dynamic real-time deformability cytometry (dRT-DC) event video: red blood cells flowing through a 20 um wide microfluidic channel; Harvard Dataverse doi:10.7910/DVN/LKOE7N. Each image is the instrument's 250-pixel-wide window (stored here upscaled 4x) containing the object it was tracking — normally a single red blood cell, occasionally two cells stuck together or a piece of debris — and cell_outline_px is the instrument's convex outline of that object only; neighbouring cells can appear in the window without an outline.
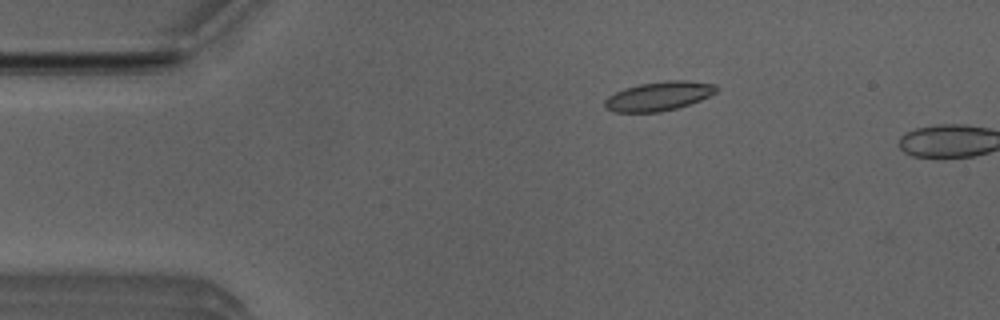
{"species": "Egyptian fruit bat (a non-hibernating species)", "species_latin": "Rousettus aegyptiacus", "temperature_condition": "room temperature", "stored_images_in_passage": 4, "camera_frame_rate_fps": 3000, "um_per_image_px": 0.085, "animal": {"sex": "male"}, "frame": {"image": 1, "passage_image": 3, "time_ms": 0.667, "image_size_px": [1000, 320], "cell_outline_px": [[720, 88], [716, 92], [700, 100], [676, 108], [660, 112], [612, 112], [604, 108], [604, 100], [608, 96], [624, 88], [640, 84], [668, 80], [684, 80], [716, 84]], "centroid_in_image_um": [55.98, 8.17], "position_along_channel_um": 29.0, "area_um2": 18.96}}